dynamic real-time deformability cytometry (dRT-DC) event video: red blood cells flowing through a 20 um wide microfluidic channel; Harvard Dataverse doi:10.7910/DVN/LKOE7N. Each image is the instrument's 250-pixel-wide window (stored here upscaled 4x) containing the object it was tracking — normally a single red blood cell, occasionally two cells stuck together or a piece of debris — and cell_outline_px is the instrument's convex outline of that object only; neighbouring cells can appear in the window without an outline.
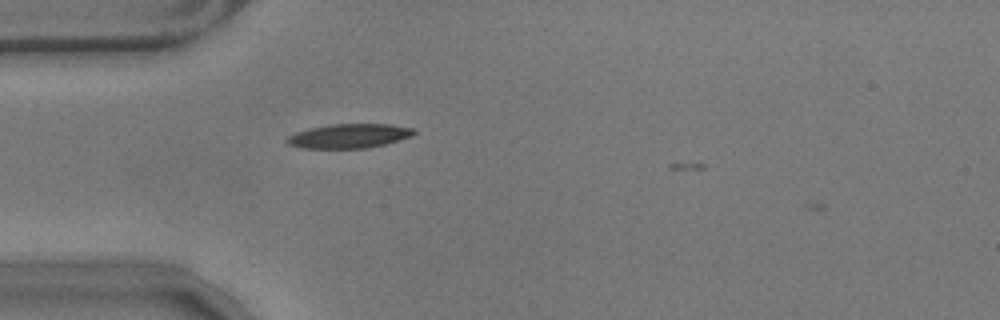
{"species": "common noctule bat (a hibernating species)", "species_latin": "Nyctalus noctula", "temperature_condition": "warm", "stored_images_in_passage": 2, "camera_frame_rate_fps": 3000, "um_per_image_px": 0.085, "animal": {"sex": "male", "body_mass_g": 17.9}, "frame": {"image": 1, "passage_image": 1, "time_ms": 0.0, "image_size_px": [1000, 320], "cell_outline_px": [[416, 132], [412, 136], [384, 144], [368, 148], [304, 148], [288, 144], [284, 140], [288, 136], [296, 132], [308, 128], [328, 124], [388, 124], [416, 128]], "centroid_in_image_um": [29.67, 11.55], "position_along_channel_um": 55.3, "area_um2": 18.03}}